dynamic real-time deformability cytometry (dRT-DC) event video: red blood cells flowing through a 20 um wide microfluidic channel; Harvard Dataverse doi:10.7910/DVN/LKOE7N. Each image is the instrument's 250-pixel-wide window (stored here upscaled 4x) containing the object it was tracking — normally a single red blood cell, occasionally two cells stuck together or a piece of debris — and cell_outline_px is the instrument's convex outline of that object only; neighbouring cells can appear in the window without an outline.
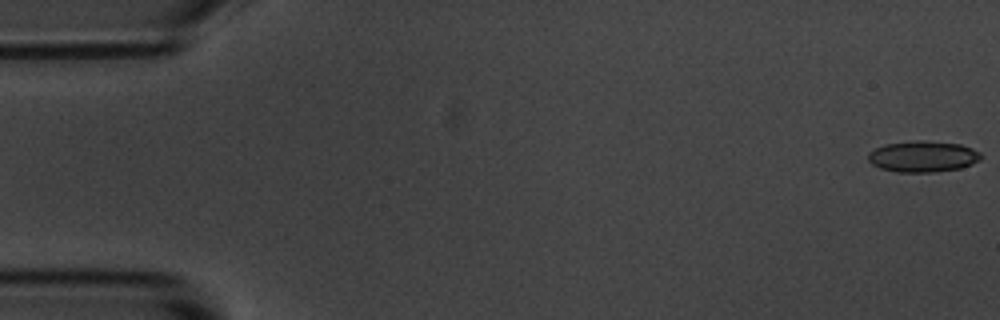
{"species": "common noctule bat (a hibernating species)", "species_latin": "Nyctalus noctula", "temperature_condition": "room temperature", "stored_images_in_passage": 55, "camera_frame_rate_fps": 3000, "um_per_image_px": 0.085, "animal": {"sex": "male", "body_mass_g": 20.1, "forearm_length_mm": 53.5}, "frame": {"image": 1, "passage_image": 1, "time_ms": 0.0, "image_size_px": [1000, 320], "cell_outline_px": [[980, 160], [972, 164], [960, 168], [936, 172], [896, 172], [880, 168], [872, 164], [868, 160], [868, 152], [884, 144], [916, 140], [928, 140], [960, 144], [972, 148], [980, 152]], "centroid_in_image_um": [78.43, 13.29], "position_along_channel_um": 6.6, "area_um2": 20.63}}
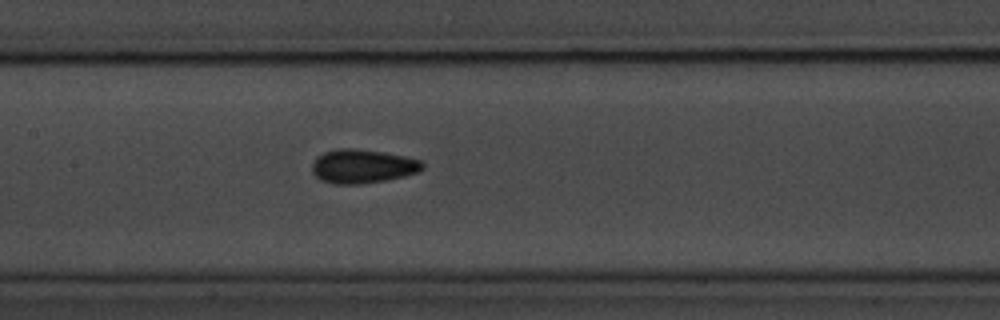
{"frame": {"image": 2, "passage_image": 26, "time_ms": 8.333, "image_size_px": [1000, 320], "cell_outline_px": [[424, 168], [416, 172], [404, 176], [384, 180], [360, 184], [332, 184], [320, 180], [312, 172], [312, 164], [316, 156], [324, 152], [336, 148], [352, 148], [384, 152], [404, 156], [420, 160], [424, 164]], "centroid_in_image_um": [30.77, 14.13], "position_along_channel_um": 176.6, "area_um2": 21.85}}
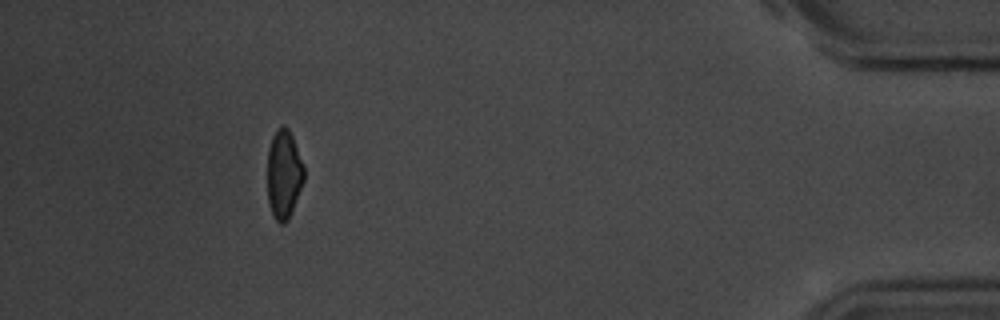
{"frame": {"image": 3, "passage_image": 50, "time_ms": 16.333, "image_size_px": [1000, 320], "cell_outline_px": [[304, 180], [288, 220], [284, 224], [280, 224], [272, 216], [268, 204], [268, 148], [272, 136], [276, 128], [284, 124], [288, 128], [292, 136], [304, 168]], "centroid_in_image_um": [24.11, 14.82], "position_along_channel_um": 411.1, "area_um2": 18.96}, "authors_computed_cell_mechanics": {"area_um2": 20.23, "velocity_mm_per_s": 3.6846, "shape_relaxation_time_tau1_ms": 3.1615, "shape_relaxation_time_tau2_ms": 3.4024, "deformation_change_tau1": 0.0977, "deformation_change_tau2": 0.0794}}